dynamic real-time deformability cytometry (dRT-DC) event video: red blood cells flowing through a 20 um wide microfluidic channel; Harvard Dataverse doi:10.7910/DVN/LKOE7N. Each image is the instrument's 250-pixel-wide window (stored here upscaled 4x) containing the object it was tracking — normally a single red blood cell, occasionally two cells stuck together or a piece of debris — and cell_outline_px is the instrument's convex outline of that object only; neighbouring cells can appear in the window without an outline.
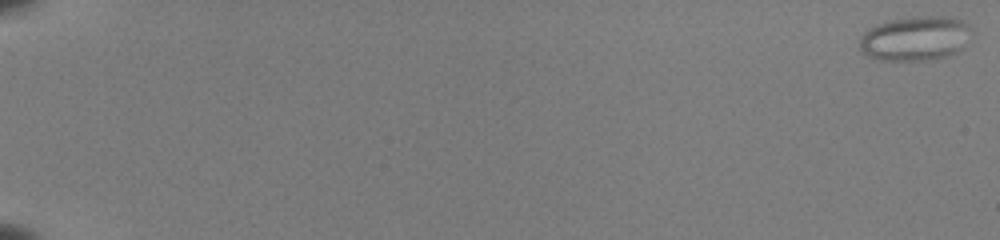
{"species": "common noctule bat (a hibernating species)", "species_latin": "Nyctalus noctula", "temperature_condition": "room temperature", "stored_images_in_passage": 10, "camera_frame_rate_fps": 3000, "um_per_image_px": 0.085, "animal": {"sex": "female", "body_mass_g": 22.0, "forearm_length_mm": 56.7}, "frame": {"image": 1, "passage_image": 1, "time_ms": 0.0, "image_size_px": [1000, 240], "cell_outline_px": [[968, 28], [960, 48], [956, 52], [944, 56], [924, 60], [884, 60], [868, 56], [860, 48], [860, 40], [864, 32], [880, 24], [896, 20], [940, 16], [960, 20]], "centroid_in_image_um": [77.71, 3.3], "position_along_channel_um": 7.3, "area_um2": 27.22}}